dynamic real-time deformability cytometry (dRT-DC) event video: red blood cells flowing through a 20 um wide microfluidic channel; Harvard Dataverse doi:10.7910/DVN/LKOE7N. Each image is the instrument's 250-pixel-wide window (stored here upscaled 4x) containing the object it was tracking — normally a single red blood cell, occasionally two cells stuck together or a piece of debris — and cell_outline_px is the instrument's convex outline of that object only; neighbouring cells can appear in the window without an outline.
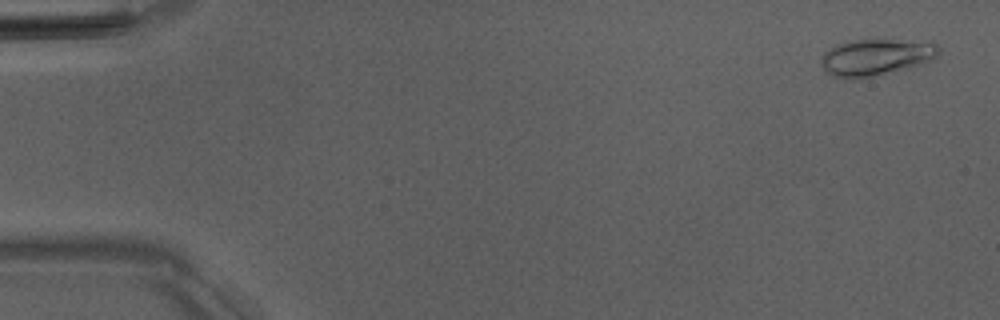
{"species": "Egyptian fruit bat (a non-hibernating species)", "species_latin": "Rousettus aegyptiacus", "temperature_condition": "room temperature", "stored_images_in_passage": 10, "camera_frame_rate_fps": 3000, "um_per_image_px": 0.085, "animal": {"sex": "male"}, "frame": {"image": 1, "passage_image": 2, "time_ms": 0.333, "image_size_px": [1000, 320], "cell_outline_px": [[940, 52], [932, 60], [908, 68], [860, 80], [848, 80], [832, 76], [824, 72], [824, 52], [840, 44], [856, 40], [932, 40], [940, 48]], "centroid_in_image_um": [74.53, 4.88], "position_along_channel_um": 10.5, "area_um2": 25.32}}